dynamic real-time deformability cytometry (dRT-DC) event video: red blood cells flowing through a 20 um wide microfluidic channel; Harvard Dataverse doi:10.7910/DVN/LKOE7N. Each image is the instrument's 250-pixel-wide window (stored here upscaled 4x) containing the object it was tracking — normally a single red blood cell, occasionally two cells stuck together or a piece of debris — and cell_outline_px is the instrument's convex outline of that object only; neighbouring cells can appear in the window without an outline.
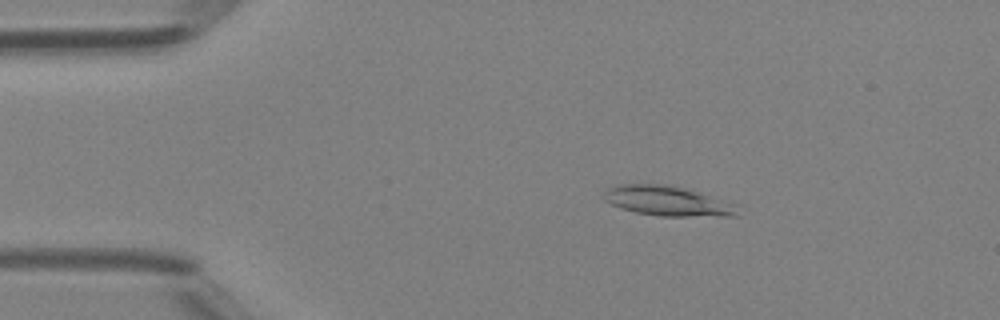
{"species": "Egyptian fruit bat (a non-hibernating species)", "species_latin": "Rousettus aegyptiacus", "temperature_condition": "room temperature", "stored_images_in_passage": 49, "camera_frame_rate_fps": 3000, "um_per_image_px": 0.085, "animal": {"sex": "female"}, "frame": {"image": 1, "passage_image": 9, "time_ms": 2.667, "image_size_px": [1000, 320], "cell_outline_px": [[736, 216], [660, 216], [636, 212], [620, 208], [604, 200], [600, 196], [608, 188], [620, 184], [668, 184], [684, 188], [732, 204]], "centroid_in_image_um": [56.59, 17.08], "position_along_channel_um": 28.4, "area_um2": 22.72}}
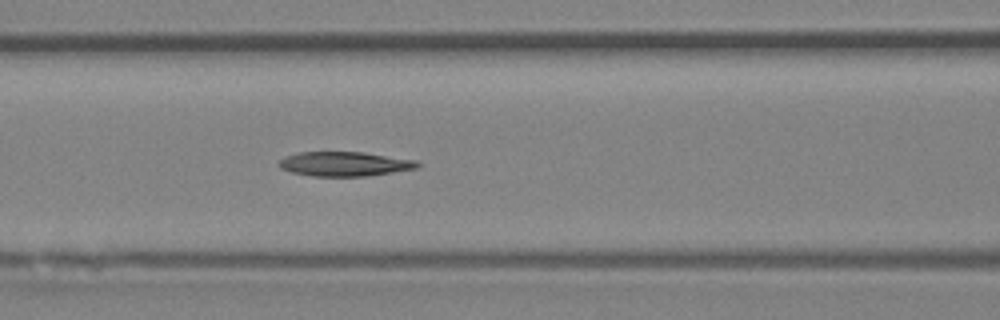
{"frame": {"image": 2, "passage_image": 21, "time_ms": 6.667, "image_size_px": [1000, 320], "cell_outline_px": [[420, 164], [416, 168], [368, 176], [312, 176], [292, 172], [280, 168], [276, 164], [284, 156], [300, 152], [364, 152], [416, 160]], "centroid_in_image_um": [29.25, 13.93], "position_along_channel_um": 137.3, "area_um2": 19.71}}
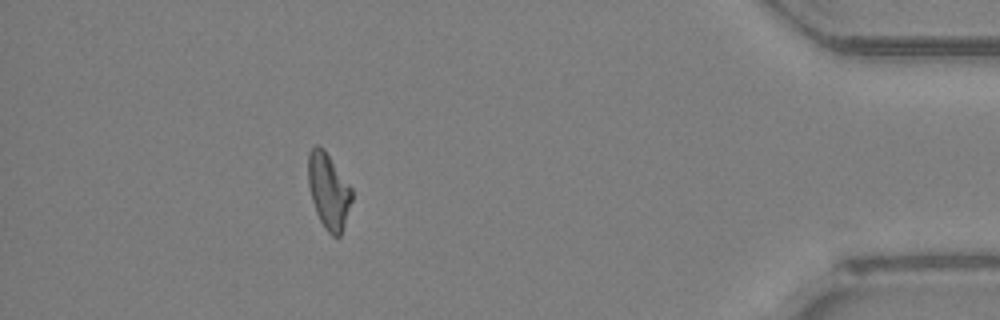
{"frame": {"image": 3, "passage_image": 44, "time_ms": 14.333, "image_size_px": [1000, 320], "cell_outline_px": [[352, 200], [340, 236], [332, 236], [324, 228], [316, 212], [312, 200], [308, 184], [308, 152], [316, 144], [324, 148], [352, 188]], "centroid_in_image_um": [27.92, 16.2], "position_along_channel_um": 407.3, "area_um2": 19.19}, "authors_computed_cell_mechanics": {"area_um2": 20.0566, "velocity_mm_per_s": 4.2202, "shape_relaxation_time_tau1_ms": null, "shape_relaxation_time_tau2_ms": 6.192, "deformation_change_tau1": null, "deformation_change_tau2": 0.1609}}